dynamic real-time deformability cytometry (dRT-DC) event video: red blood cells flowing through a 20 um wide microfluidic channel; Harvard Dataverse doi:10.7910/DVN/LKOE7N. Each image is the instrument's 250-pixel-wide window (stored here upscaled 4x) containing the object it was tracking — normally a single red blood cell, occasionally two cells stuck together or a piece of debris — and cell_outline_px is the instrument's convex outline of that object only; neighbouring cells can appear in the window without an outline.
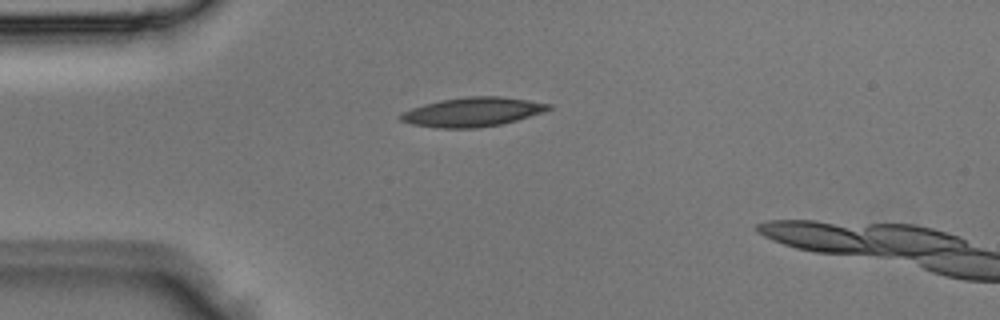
{"species": "Egyptian fruit bat (a non-hibernating species)", "species_latin": "Rousettus aegyptiacus", "temperature_condition": "room temperature", "stored_images_in_passage": 2, "camera_frame_rate_fps": 3000, "um_per_image_px": 0.085, "animal": {"sex": "male"}, "frame": {"image": 1, "passage_image": 1, "time_ms": 0.0, "image_size_px": [1000, 320], "cell_outline_px": [[552, 108], [544, 112], [516, 120], [500, 124], [476, 128], [436, 128], [412, 124], [400, 120], [400, 116], [404, 112], [412, 108], [424, 104], [440, 100], [468, 96], [500, 96], [528, 100], [552, 104]], "centroid_in_image_um": [40.18, 9.51], "position_along_channel_um": 44.8, "area_um2": 25.03}}